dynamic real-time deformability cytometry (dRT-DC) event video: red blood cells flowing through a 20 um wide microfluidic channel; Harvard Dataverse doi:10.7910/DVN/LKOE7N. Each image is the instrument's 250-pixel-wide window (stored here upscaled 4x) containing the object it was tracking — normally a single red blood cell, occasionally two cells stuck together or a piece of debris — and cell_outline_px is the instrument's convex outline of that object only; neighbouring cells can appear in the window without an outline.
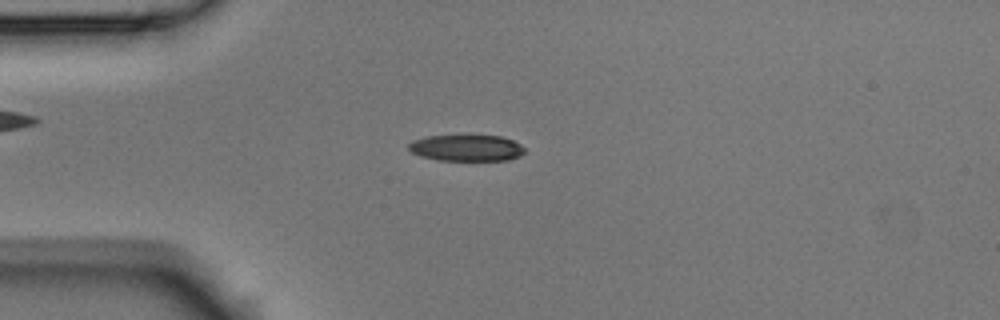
{"species": "Egyptian fruit bat (a non-hibernating species)", "species_latin": "Rousettus aegyptiacus", "temperature_condition": "room temperature", "stored_images_in_passage": 6, "camera_frame_rate_fps": 3000, "um_per_image_px": 0.085, "animal": {"sex": "male"}, "frame": {"image": 1, "passage_image": 3, "time_ms": 0.667, "image_size_px": [1000, 320], "cell_outline_px": [[524, 152], [520, 156], [508, 160], [440, 160], [420, 156], [412, 152], [408, 148], [408, 144], [412, 140], [428, 136], [500, 136], [512, 140], [520, 144], [524, 148]], "centroid_in_image_um": [39.64, 12.58], "position_along_channel_um": 45.4, "area_um2": 17.63}}
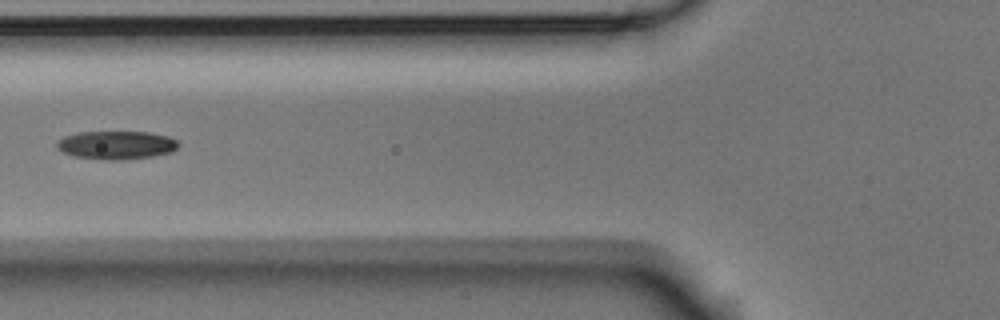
{"frame": {"image": 2, "passage_image": 5, "time_ms": 1.333, "image_size_px": [1000, 320], "cell_outline_px": [[180, 144], [172, 152], [152, 156], [120, 160], [108, 160], [72, 156], [64, 152], [56, 144], [56, 140], [64, 136], [80, 132], [148, 132], [168, 136], [176, 140]], "centroid_in_image_um": [9.89, 12.33], "position_along_channel_um": 115.9, "area_um2": 20.0}}
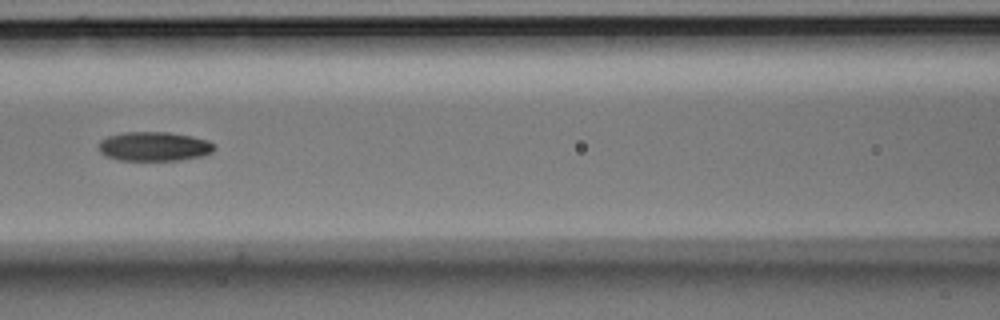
{"frame": {"image": 3, "passage_image": 6, "time_ms": 1.667, "image_size_px": [1000, 320], "cell_outline_px": [[212, 152], [200, 156], [180, 160], [120, 160], [104, 156], [96, 148], [100, 140], [108, 136], [124, 132], [168, 132], [192, 136], [208, 140], [212, 144]], "centroid_in_image_um": [13.02, 12.44], "position_along_channel_um": 153.6, "area_um2": 19.71}}